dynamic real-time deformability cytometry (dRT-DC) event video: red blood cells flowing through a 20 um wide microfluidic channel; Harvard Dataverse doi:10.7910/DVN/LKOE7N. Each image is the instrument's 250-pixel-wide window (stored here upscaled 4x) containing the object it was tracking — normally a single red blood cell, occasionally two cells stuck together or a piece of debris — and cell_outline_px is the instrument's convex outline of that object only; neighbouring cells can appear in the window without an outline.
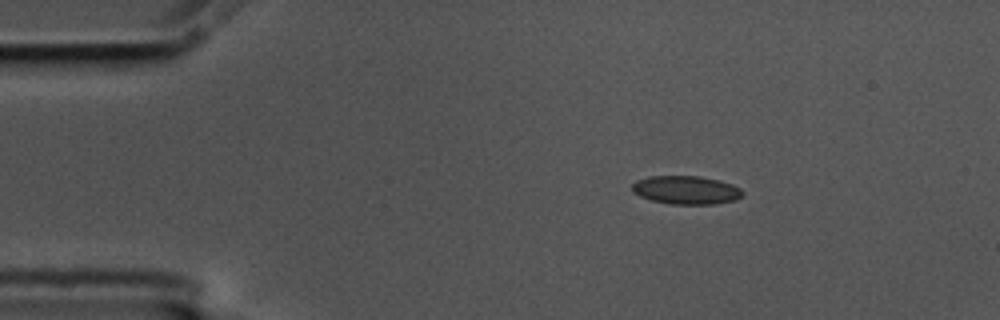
{"species": "common noctule bat (a hibernating species)", "species_latin": "Nyctalus noctula", "temperature_condition": "cold", "stored_images_in_passage": 48, "camera_frame_rate_fps": 3000, "um_per_image_px": 0.085, "animal": {"sex": "male", "body_mass_g": 17.5, "forearm_length_mm": 52.3}, "frame": {"image": 1, "passage_image": 1, "time_ms": 0.0, "image_size_px": [1000, 320], "cell_outline_px": [[744, 192], [736, 200], [712, 204], [672, 204], [652, 200], [640, 196], [632, 192], [632, 184], [636, 180], [648, 176], [700, 176], [720, 180], [732, 184], [740, 188]], "centroid_in_image_um": [58.31, 16.14], "position_along_channel_um": 26.7, "area_um2": 18.32}}
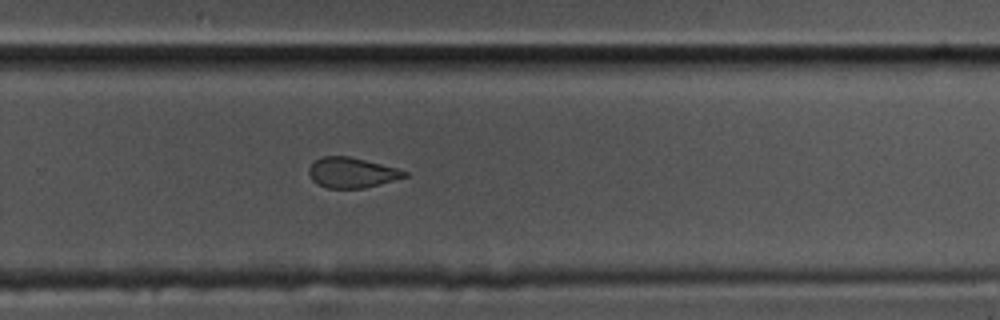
{"frame": {"image": 2, "passage_image": 29, "time_ms": 9.333, "image_size_px": [1000, 320], "cell_outline_px": [[408, 176], [380, 184], [364, 188], [328, 188], [316, 184], [312, 180], [308, 172], [308, 168], [316, 160], [324, 156], [348, 156], [396, 168], [408, 172]], "centroid_in_image_um": [29.88, 14.68], "position_along_channel_um": 299.9, "area_um2": 16.7}}
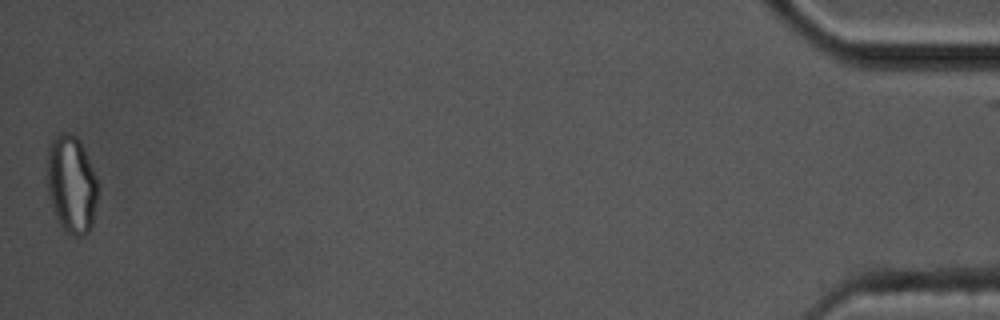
{"frame": {"image": 3, "passage_image": 48, "time_ms": 15.667, "image_size_px": [1000, 320], "cell_outline_px": [[100, 188], [92, 224], [88, 232], [84, 236], [72, 236], [64, 232], [52, 208], [48, 196], [44, 176], [48, 144], [60, 132], [68, 132], [76, 136], [80, 140], [100, 184]], "centroid_in_image_um": [6.05, 15.65], "position_along_channel_um": 429.1, "area_um2": 30.17}, "authors_computed_cell_mechanics": {"area_um2": 18.3226, "velocity_mm_per_s": 3.5525, "shape_relaxation_time_tau1_ms": 4.6138, "shape_relaxation_time_tau2_ms": 2.3617, "deformation_change_tau1": 0.1318, "deformation_change_tau2": 0.0929}}